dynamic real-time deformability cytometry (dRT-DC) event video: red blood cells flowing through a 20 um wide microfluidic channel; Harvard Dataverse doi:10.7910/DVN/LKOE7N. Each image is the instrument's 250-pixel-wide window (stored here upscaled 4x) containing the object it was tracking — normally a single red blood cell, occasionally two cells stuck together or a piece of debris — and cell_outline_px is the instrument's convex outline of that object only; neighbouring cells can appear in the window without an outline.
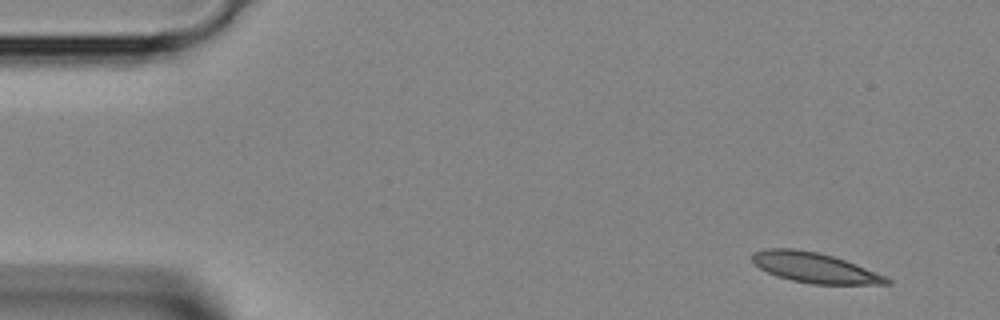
{"species": "Egyptian fruit bat (a non-hibernating species)", "species_latin": "Rousettus aegyptiacus", "temperature_condition": "room temperature", "stored_images_in_passage": 3, "camera_frame_rate_fps": 3000, "um_per_image_px": 0.085, "animal": {"sex": "female"}, "frame": {"image": 1, "passage_image": 1, "time_ms": 0.0, "image_size_px": [1000, 320], "cell_outline_px": [[892, 284], [812, 284], [792, 280], [776, 276], [760, 268], [752, 260], [752, 252], [764, 248], [792, 248], [816, 252], [832, 256], [856, 264], [884, 276], [892, 280]], "centroid_in_image_um": [69.21, 22.75], "position_along_channel_um": 15.8, "area_um2": 23.41}}
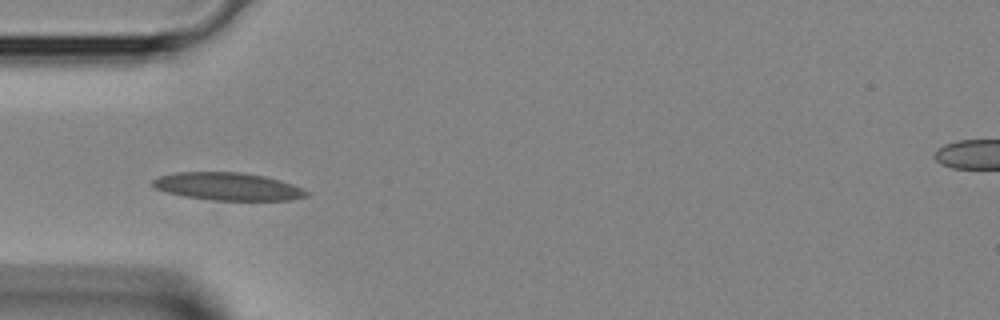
{"frame": {"image": 2, "passage_image": 3, "time_ms": 0.667, "image_size_px": [1000, 320], "cell_outline_px": [[308, 196], [292, 200], [212, 200], [184, 196], [164, 192], [156, 188], [152, 184], [152, 180], [160, 176], [176, 172], [240, 172], [264, 176], [280, 180], [292, 184], [308, 192]], "centroid_in_image_um": [19.35, 15.85], "position_along_channel_um": 65.7, "area_um2": 24.74}}